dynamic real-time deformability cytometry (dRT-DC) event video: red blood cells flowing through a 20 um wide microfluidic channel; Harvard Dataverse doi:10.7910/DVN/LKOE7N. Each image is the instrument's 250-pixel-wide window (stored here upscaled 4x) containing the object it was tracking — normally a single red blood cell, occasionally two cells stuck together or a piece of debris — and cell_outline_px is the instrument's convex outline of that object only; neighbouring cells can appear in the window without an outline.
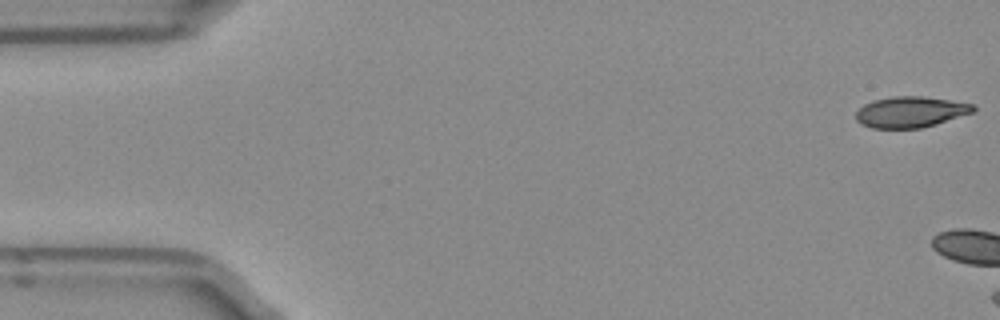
{"species": "Egyptian fruit bat (a non-hibernating species)", "species_latin": "Rousettus aegyptiacus", "temperature_condition": "room temperature", "stored_images_in_passage": 4, "camera_frame_rate_fps": 3000, "um_per_image_px": 0.085, "frame": {"image": 1, "passage_image": 1, "time_ms": 0.0, "image_size_px": [1000, 320], "cell_outline_px": [[976, 112], [936, 124], [920, 128], [872, 128], [860, 124], [856, 120], [856, 112], [864, 104], [876, 100], [892, 96], [920, 96], [948, 100], [972, 104], [976, 108]], "centroid_in_image_um": [77.4, 9.52], "position_along_channel_um": 7.6, "area_um2": 21.1}}